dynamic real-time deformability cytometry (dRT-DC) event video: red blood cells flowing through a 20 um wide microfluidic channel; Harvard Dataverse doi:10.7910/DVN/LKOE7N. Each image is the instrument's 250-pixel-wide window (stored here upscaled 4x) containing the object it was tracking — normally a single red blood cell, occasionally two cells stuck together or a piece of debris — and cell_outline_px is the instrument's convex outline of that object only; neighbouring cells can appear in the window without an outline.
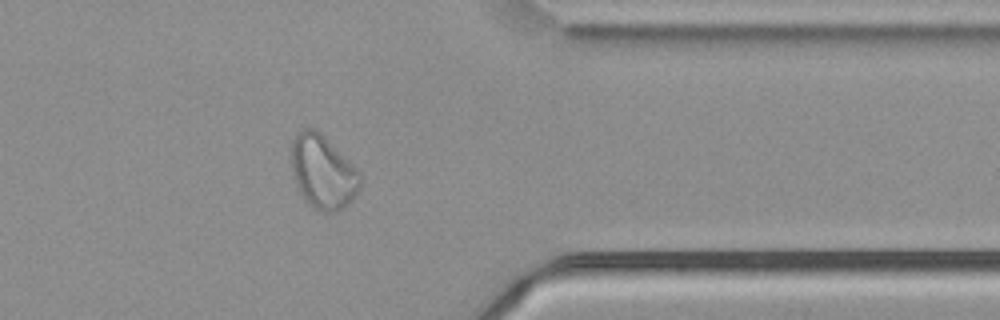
{"species": "common noctule bat (a hibernating species)", "species_latin": "Nyctalus noctula", "temperature_condition": "cold", "stored_images_in_passage": 39, "camera_frame_rate_fps": 3000, "um_per_image_px": 0.085, "animal": {"sex": "male", "body_mass_g": 21.5, "forearm_length_mm": 52.0}, "frame": {"image": 1, "passage_image": 28, "time_ms": 9.0, "image_size_px": [1000, 320], "cell_outline_px": [[360, 188], [356, 196], [344, 208], [336, 212], [320, 212], [312, 208], [304, 200], [296, 184], [292, 172], [288, 148], [296, 132], [304, 128], [316, 128], [360, 172]], "centroid_in_image_um": [27.4, 14.62], "position_along_channel_um": 384.0, "area_um2": 30.11}, "authors_computed_cell_mechanics": {"area_um2": 26.7614, "velocity_mm_per_s": 3.7173, "shape_relaxation_time_tau1_ms": null, "shape_relaxation_time_tau2_ms": 2.2296, "deformation_change_tau1": null, "deformation_change_tau2": 0.0852}}